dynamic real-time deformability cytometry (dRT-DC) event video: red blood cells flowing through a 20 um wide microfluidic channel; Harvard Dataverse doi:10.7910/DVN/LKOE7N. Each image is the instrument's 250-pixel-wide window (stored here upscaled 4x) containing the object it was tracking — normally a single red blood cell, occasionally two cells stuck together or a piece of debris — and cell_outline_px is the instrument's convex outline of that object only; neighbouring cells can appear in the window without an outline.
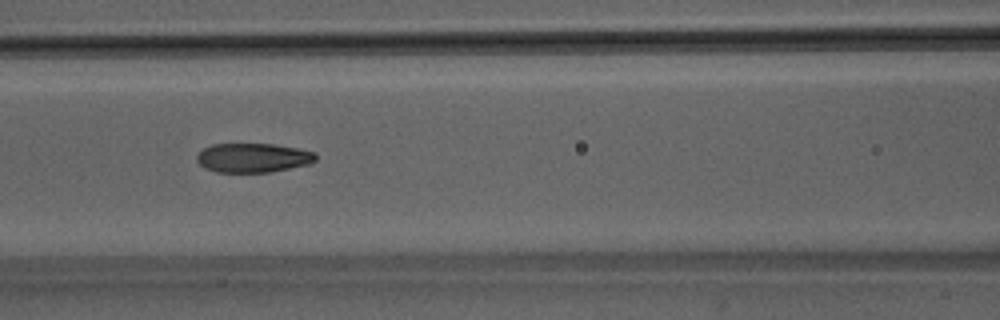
{"species": "Egyptian fruit bat (a non-hibernating species)", "species_latin": "Rousettus aegyptiacus", "temperature_condition": "room temperature", "stored_images_in_passage": 10, "camera_frame_rate_fps": 3000, "um_per_image_px": 0.085, "animal": {"sex": "male"}, "frame": {"image": 1, "passage_image": 7, "time_ms": 2.0, "image_size_px": [1000, 320], "cell_outline_px": [[316, 160], [312, 164], [272, 172], [216, 172], [204, 168], [196, 160], [196, 156], [204, 148], [212, 144], [272, 144], [296, 148], [316, 152]], "centroid_in_image_um": [21.53, 13.42], "position_along_channel_um": 145.1, "area_um2": 20.4}}